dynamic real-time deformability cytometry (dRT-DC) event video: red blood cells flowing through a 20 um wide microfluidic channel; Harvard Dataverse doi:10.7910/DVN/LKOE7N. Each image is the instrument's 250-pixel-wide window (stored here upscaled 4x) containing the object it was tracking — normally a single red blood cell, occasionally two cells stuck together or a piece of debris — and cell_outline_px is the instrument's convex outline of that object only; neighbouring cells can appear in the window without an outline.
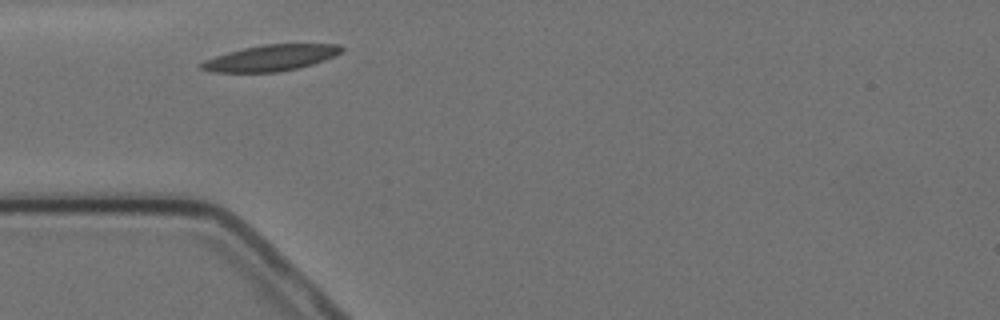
{"species": "Egyptian fruit bat (a non-hibernating species)", "species_latin": "Rousettus aegyptiacus", "temperature_condition": "cold", "stored_images_in_passage": 2, "camera_frame_rate_fps": 3000, "um_per_image_px": 0.085, "animal": {"sex": "female"}, "frame": {"image": 1, "passage_image": 1, "time_ms": 0.0, "image_size_px": [1000, 320], "cell_outline_px": [[344, 52], [324, 60], [312, 64], [296, 68], [276, 72], [212, 72], [200, 68], [200, 64], [204, 60], [228, 52], [244, 48], [264, 44], [340, 44], [344, 48]], "centroid_in_image_um": [23.05, 4.91], "position_along_channel_um": 62.0, "area_um2": 21.15}}
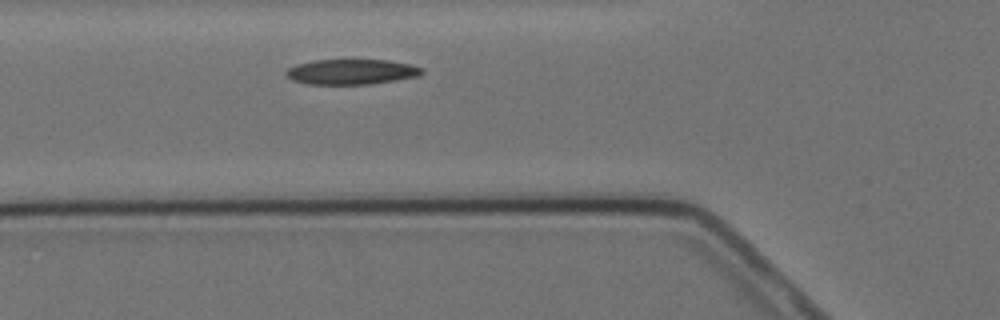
{"frame": {"image": 2, "passage_image": 2, "time_ms": 1.0, "image_size_px": [1000, 320], "cell_outline_px": [[424, 72], [420, 76], [372, 84], [308, 84], [292, 80], [284, 72], [288, 68], [296, 64], [312, 60], [388, 60], [408, 64], [424, 68]], "centroid_in_image_um": [29.88, 6.1], "position_along_channel_um": 95.9, "area_um2": 20.06}}